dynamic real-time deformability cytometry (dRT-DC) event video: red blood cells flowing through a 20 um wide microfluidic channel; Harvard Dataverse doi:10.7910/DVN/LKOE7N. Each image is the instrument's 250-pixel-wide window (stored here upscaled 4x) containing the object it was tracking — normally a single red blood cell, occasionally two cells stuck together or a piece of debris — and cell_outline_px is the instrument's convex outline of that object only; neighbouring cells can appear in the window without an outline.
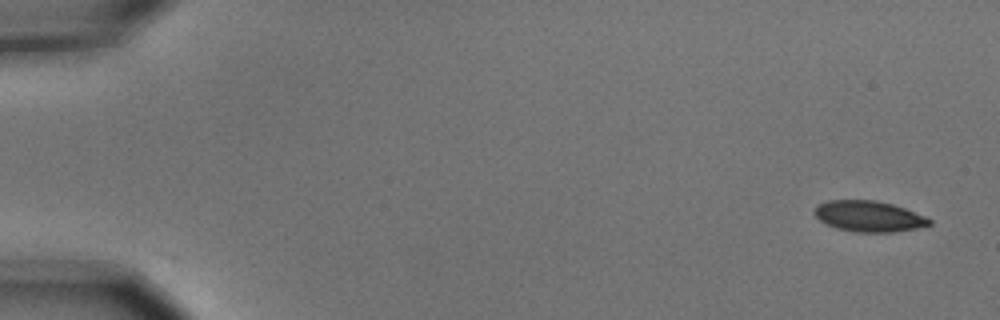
{"species": "common noctule bat (a hibernating species)", "species_latin": "Nyctalus noctula", "temperature_condition": "cold", "stored_images_in_passage": 5, "camera_frame_rate_fps": 3000, "um_per_image_px": 0.085, "animal": {"sex": "male", "body_mass_g": 15.6}, "frame": {"image": 1, "passage_image": 1, "time_ms": 0.0, "image_size_px": [1000, 320], "cell_outline_px": [[932, 224], [916, 228], [892, 232], [856, 232], [836, 228], [820, 220], [812, 212], [820, 204], [828, 200], [876, 200], [892, 204], [904, 208], [924, 216], [932, 220]], "centroid_in_image_um": [73.85, 18.38], "position_along_channel_um": 11.2, "area_um2": 20.46}}
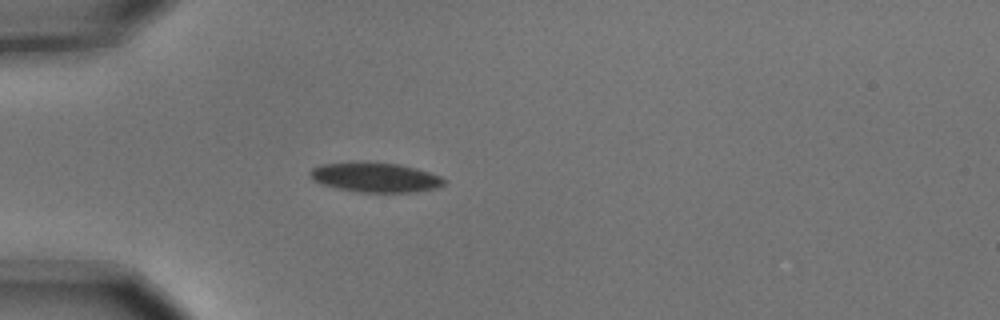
{"frame": {"image": 2, "passage_image": 4, "time_ms": 1.0, "image_size_px": [1000, 320], "cell_outline_px": [[444, 184], [436, 188], [416, 192], [360, 192], [340, 188], [324, 184], [312, 180], [308, 172], [312, 168], [320, 164], [352, 160], [368, 160], [400, 164], [416, 168], [440, 176], [444, 180]], "centroid_in_image_um": [31.85, 15.03], "position_along_channel_um": 53.1, "area_um2": 23.64}}